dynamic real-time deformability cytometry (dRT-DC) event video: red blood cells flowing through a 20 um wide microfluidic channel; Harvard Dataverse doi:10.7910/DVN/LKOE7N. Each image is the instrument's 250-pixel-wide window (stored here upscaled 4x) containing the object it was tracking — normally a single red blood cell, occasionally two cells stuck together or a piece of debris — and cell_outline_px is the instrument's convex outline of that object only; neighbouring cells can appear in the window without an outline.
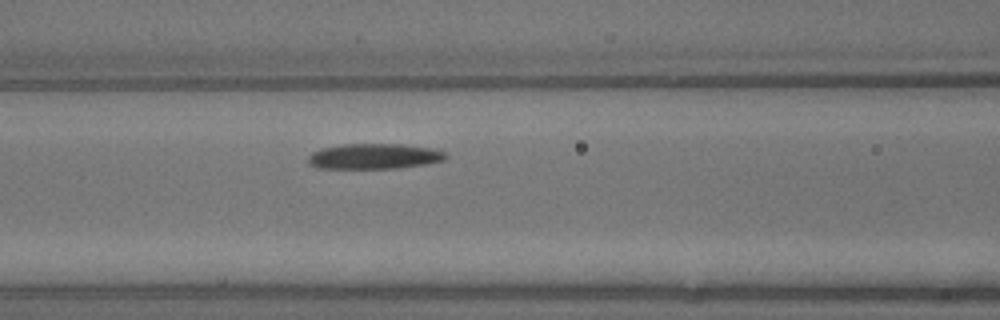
{"species": "common noctule bat (a hibernating species)", "species_latin": "Nyctalus noctula", "temperature_condition": "warm", "stored_images_in_passage": 7, "segment_of_instrument_passage": [1, 2], "camera_frame_rate_fps": 3000, "um_per_image_px": 0.085, "animal": {"sex": "male", "body_mass_g": 13.3}, "frame": {"image": 1, "passage_image": 6, "time_ms": 1.667, "image_size_px": [1000, 320], "cell_outline_px": [[448, 156], [444, 160], [428, 164], [400, 168], [316, 168], [308, 164], [308, 156], [312, 152], [320, 148], [344, 144], [404, 144], [432, 148], [444, 152]], "centroid_in_image_um": [31.8, 13.28], "position_along_channel_um": 134.8, "area_um2": 20.58}}